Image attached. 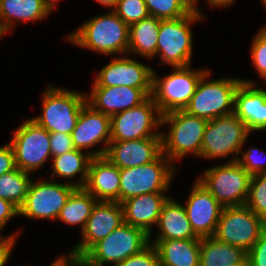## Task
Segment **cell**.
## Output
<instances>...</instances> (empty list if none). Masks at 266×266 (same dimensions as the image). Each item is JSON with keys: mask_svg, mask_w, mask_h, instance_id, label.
Returning <instances> with one entry per match:
<instances>
[{"mask_svg": "<svg viewBox=\"0 0 266 266\" xmlns=\"http://www.w3.org/2000/svg\"><path fill=\"white\" fill-rule=\"evenodd\" d=\"M67 38L73 44L99 54H124L128 52L129 26L111 10L90 19Z\"/></svg>", "mask_w": 266, "mask_h": 266, "instance_id": "obj_1", "label": "cell"}, {"mask_svg": "<svg viewBox=\"0 0 266 266\" xmlns=\"http://www.w3.org/2000/svg\"><path fill=\"white\" fill-rule=\"evenodd\" d=\"M209 120L184 110L166 113L161 125L171 124L168 133L161 132L162 153L173 163L187 153L200 157L202 138Z\"/></svg>", "mask_w": 266, "mask_h": 266, "instance_id": "obj_2", "label": "cell"}, {"mask_svg": "<svg viewBox=\"0 0 266 266\" xmlns=\"http://www.w3.org/2000/svg\"><path fill=\"white\" fill-rule=\"evenodd\" d=\"M210 70L200 79L194 95L184 109L188 114L212 120L234 113L235 93L240 78H221L207 81Z\"/></svg>", "mask_w": 266, "mask_h": 266, "instance_id": "obj_3", "label": "cell"}, {"mask_svg": "<svg viewBox=\"0 0 266 266\" xmlns=\"http://www.w3.org/2000/svg\"><path fill=\"white\" fill-rule=\"evenodd\" d=\"M43 95V113L31 119L49 133L61 132L71 135L81 109L87 102L86 94L48 85Z\"/></svg>", "mask_w": 266, "mask_h": 266, "instance_id": "obj_4", "label": "cell"}, {"mask_svg": "<svg viewBox=\"0 0 266 266\" xmlns=\"http://www.w3.org/2000/svg\"><path fill=\"white\" fill-rule=\"evenodd\" d=\"M238 159L234 157L223 165L208 168L197 179L223 207L245 205L248 199L251 175Z\"/></svg>", "mask_w": 266, "mask_h": 266, "instance_id": "obj_5", "label": "cell"}, {"mask_svg": "<svg viewBox=\"0 0 266 266\" xmlns=\"http://www.w3.org/2000/svg\"><path fill=\"white\" fill-rule=\"evenodd\" d=\"M208 70H193L191 65L174 67L172 73L158 78L153 71L151 97L161 115L184 110L194 95L201 77Z\"/></svg>", "mask_w": 266, "mask_h": 266, "instance_id": "obj_6", "label": "cell"}, {"mask_svg": "<svg viewBox=\"0 0 266 266\" xmlns=\"http://www.w3.org/2000/svg\"><path fill=\"white\" fill-rule=\"evenodd\" d=\"M204 17L194 10L182 18L161 19L156 55L163 64L186 67L191 63L193 35L191 25Z\"/></svg>", "mask_w": 266, "mask_h": 266, "instance_id": "obj_7", "label": "cell"}, {"mask_svg": "<svg viewBox=\"0 0 266 266\" xmlns=\"http://www.w3.org/2000/svg\"><path fill=\"white\" fill-rule=\"evenodd\" d=\"M175 170L173 163L163 153L151 163L120 169V203L142 194L165 193Z\"/></svg>", "mask_w": 266, "mask_h": 266, "instance_id": "obj_8", "label": "cell"}, {"mask_svg": "<svg viewBox=\"0 0 266 266\" xmlns=\"http://www.w3.org/2000/svg\"><path fill=\"white\" fill-rule=\"evenodd\" d=\"M150 244L149 235L141 228L123 223L107 237L95 243L84 255L97 265L115 266L140 253Z\"/></svg>", "mask_w": 266, "mask_h": 266, "instance_id": "obj_9", "label": "cell"}, {"mask_svg": "<svg viewBox=\"0 0 266 266\" xmlns=\"http://www.w3.org/2000/svg\"><path fill=\"white\" fill-rule=\"evenodd\" d=\"M265 230L266 221L246 205L224 207L214 237L248 252Z\"/></svg>", "mask_w": 266, "mask_h": 266, "instance_id": "obj_10", "label": "cell"}, {"mask_svg": "<svg viewBox=\"0 0 266 266\" xmlns=\"http://www.w3.org/2000/svg\"><path fill=\"white\" fill-rule=\"evenodd\" d=\"M249 134L246 125L234 113L209 120L202 138L200 157L238 156Z\"/></svg>", "mask_w": 266, "mask_h": 266, "instance_id": "obj_11", "label": "cell"}, {"mask_svg": "<svg viewBox=\"0 0 266 266\" xmlns=\"http://www.w3.org/2000/svg\"><path fill=\"white\" fill-rule=\"evenodd\" d=\"M161 113L149 96L143 103L112 115L111 141H132L149 137H161ZM156 129V130H155Z\"/></svg>", "mask_w": 266, "mask_h": 266, "instance_id": "obj_12", "label": "cell"}, {"mask_svg": "<svg viewBox=\"0 0 266 266\" xmlns=\"http://www.w3.org/2000/svg\"><path fill=\"white\" fill-rule=\"evenodd\" d=\"M10 144L16 167L29 174L51 157L50 133L32 119L26 120L15 130Z\"/></svg>", "mask_w": 266, "mask_h": 266, "instance_id": "obj_13", "label": "cell"}, {"mask_svg": "<svg viewBox=\"0 0 266 266\" xmlns=\"http://www.w3.org/2000/svg\"><path fill=\"white\" fill-rule=\"evenodd\" d=\"M31 181L19 215L32 219H57L70 195L77 189L73 183Z\"/></svg>", "mask_w": 266, "mask_h": 266, "instance_id": "obj_14", "label": "cell"}, {"mask_svg": "<svg viewBox=\"0 0 266 266\" xmlns=\"http://www.w3.org/2000/svg\"><path fill=\"white\" fill-rule=\"evenodd\" d=\"M112 60L100 69L93 87H134L141 89L148 97L151 96L154 69L130 57H116Z\"/></svg>", "mask_w": 266, "mask_h": 266, "instance_id": "obj_15", "label": "cell"}, {"mask_svg": "<svg viewBox=\"0 0 266 266\" xmlns=\"http://www.w3.org/2000/svg\"><path fill=\"white\" fill-rule=\"evenodd\" d=\"M75 149L86 150L96 144L104 143V147L93 151V157L105 156L111 142V118L95 110L87 102L78 116L76 127L71 133Z\"/></svg>", "mask_w": 266, "mask_h": 266, "instance_id": "obj_16", "label": "cell"}, {"mask_svg": "<svg viewBox=\"0 0 266 266\" xmlns=\"http://www.w3.org/2000/svg\"><path fill=\"white\" fill-rule=\"evenodd\" d=\"M123 223V209L120 203L97 201L84 229L81 231L82 239L71 252L84 255L95 243L107 237Z\"/></svg>", "mask_w": 266, "mask_h": 266, "instance_id": "obj_17", "label": "cell"}, {"mask_svg": "<svg viewBox=\"0 0 266 266\" xmlns=\"http://www.w3.org/2000/svg\"><path fill=\"white\" fill-rule=\"evenodd\" d=\"M184 205L188 220L199 238L214 236L223 206L197 180Z\"/></svg>", "mask_w": 266, "mask_h": 266, "instance_id": "obj_18", "label": "cell"}, {"mask_svg": "<svg viewBox=\"0 0 266 266\" xmlns=\"http://www.w3.org/2000/svg\"><path fill=\"white\" fill-rule=\"evenodd\" d=\"M162 154V138L149 137L132 141H111L105 156L119 169L155 161Z\"/></svg>", "mask_w": 266, "mask_h": 266, "instance_id": "obj_19", "label": "cell"}, {"mask_svg": "<svg viewBox=\"0 0 266 266\" xmlns=\"http://www.w3.org/2000/svg\"><path fill=\"white\" fill-rule=\"evenodd\" d=\"M251 80H242L235 93L234 114L248 131L266 130V90Z\"/></svg>", "mask_w": 266, "mask_h": 266, "instance_id": "obj_20", "label": "cell"}, {"mask_svg": "<svg viewBox=\"0 0 266 266\" xmlns=\"http://www.w3.org/2000/svg\"><path fill=\"white\" fill-rule=\"evenodd\" d=\"M120 169L106 156L93 157L84 189L97 201L120 203Z\"/></svg>", "mask_w": 266, "mask_h": 266, "instance_id": "obj_21", "label": "cell"}, {"mask_svg": "<svg viewBox=\"0 0 266 266\" xmlns=\"http://www.w3.org/2000/svg\"><path fill=\"white\" fill-rule=\"evenodd\" d=\"M90 95H86L87 103L95 110L112 116L119 112L131 109L143 103L148 96L139 88L92 87Z\"/></svg>", "mask_w": 266, "mask_h": 266, "instance_id": "obj_22", "label": "cell"}, {"mask_svg": "<svg viewBox=\"0 0 266 266\" xmlns=\"http://www.w3.org/2000/svg\"><path fill=\"white\" fill-rule=\"evenodd\" d=\"M168 199L165 193H148L134 196L121 202L124 222L143 229L151 240L152 226L158 224L164 202Z\"/></svg>", "mask_w": 266, "mask_h": 266, "instance_id": "obj_23", "label": "cell"}, {"mask_svg": "<svg viewBox=\"0 0 266 266\" xmlns=\"http://www.w3.org/2000/svg\"><path fill=\"white\" fill-rule=\"evenodd\" d=\"M201 239L154 240L160 266H199Z\"/></svg>", "mask_w": 266, "mask_h": 266, "instance_id": "obj_24", "label": "cell"}, {"mask_svg": "<svg viewBox=\"0 0 266 266\" xmlns=\"http://www.w3.org/2000/svg\"><path fill=\"white\" fill-rule=\"evenodd\" d=\"M157 225L160 233L155 240L201 239L194 233L184 205L172 198L164 202Z\"/></svg>", "mask_w": 266, "mask_h": 266, "instance_id": "obj_25", "label": "cell"}, {"mask_svg": "<svg viewBox=\"0 0 266 266\" xmlns=\"http://www.w3.org/2000/svg\"><path fill=\"white\" fill-rule=\"evenodd\" d=\"M51 12L44 0H0V27L7 33L17 21L43 20Z\"/></svg>", "mask_w": 266, "mask_h": 266, "instance_id": "obj_26", "label": "cell"}, {"mask_svg": "<svg viewBox=\"0 0 266 266\" xmlns=\"http://www.w3.org/2000/svg\"><path fill=\"white\" fill-rule=\"evenodd\" d=\"M161 19L149 16L129 26L128 53L151 58L156 55Z\"/></svg>", "mask_w": 266, "mask_h": 266, "instance_id": "obj_27", "label": "cell"}, {"mask_svg": "<svg viewBox=\"0 0 266 266\" xmlns=\"http://www.w3.org/2000/svg\"><path fill=\"white\" fill-rule=\"evenodd\" d=\"M247 256L242 248L219 241L216 237H204L200 241L199 266H232Z\"/></svg>", "mask_w": 266, "mask_h": 266, "instance_id": "obj_28", "label": "cell"}, {"mask_svg": "<svg viewBox=\"0 0 266 266\" xmlns=\"http://www.w3.org/2000/svg\"><path fill=\"white\" fill-rule=\"evenodd\" d=\"M92 158L91 151L84 153L83 150L79 149H73L59 156H54L51 165L53 168L52 176L55 177L57 175L72 179L75 175L80 174L78 182L73 183V186L76 188H84Z\"/></svg>", "mask_w": 266, "mask_h": 266, "instance_id": "obj_29", "label": "cell"}, {"mask_svg": "<svg viewBox=\"0 0 266 266\" xmlns=\"http://www.w3.org/2000/svg\"><path fill=\"white\" fill-rule=\"evenodd\" d=\"M97 200L84 188H77L69 197L57 219L69 225L80 224L84 229Z\"/></svg>", "mask_w": 266, "mask_h": 266, "instance_id": "obj_30", "label": "cell"}, {"mask_svg": "<svg viewBox=\"0 0 266 266\" xmlns=\"http://www.w3.org/2000/svg\"><path fill=\"white\" fill-rule=\"evenodd\" d=\"M31 176L16 168L0 176V197L11 202L18 209L25 201Z\"/></svg>", "mask_w": 266, "mask_h": 266, "instance_id": "obj_31", "label": "cell"}, {"mask_svg": "<svg viewBox=\"0 0 266 266\" xmlns=\"http://www.w3.org/2000/svg\"><path fill=\"white\" fill-rule=\"evenodd\" d=\"M150 16L176 19L188 15L192 9L183 0H144Z\"/></svg>", "mask_w": 266, "mask_h": 266, "instance_id": "obj_32", "label": "cell"}, {"mask_svg": "<svg viewBox=\"0 0 266 266\" xmlns=\"http://www.w3.org/2000/svg\"><path fill=\"white\" fill-rule=\"evenodd\" d=\"M245 205L266 221V173L251 176Z\"/></svg>", "mask_w": 266, "mask_h": 266, "instance_id": "obj_33", "label": "cell"}, {"mask_svg": "<svg viewBox=\"0 0 266 266\" xmlns=\"http://www.w3.org/2000/svg\"><path fill=\"white\" fill-rule=\"evenodd\" d=\"M113 11L128 26L150 16L144 0H118Z\"/></svg>", "mask_w": 266, "mask_h": 266, "instance_id": "obj_34", "label": "cell"}, {"mask_svg": "<svg viewBox=\"0 0 266 266\" xmlns=\"http://www.w3.org/2000/svg\"><path fill=\"white\" fill-rule=\"evenodd\" d=\"M250 52L258 75L266 80V26L253 38Z\"/></svg>", "mask_w": 266, "mask_h": 266, "instance_id": "obj_35", "label": "cell"}, {"mask_svg": "<svg viewBox=\"0 0 266 266\" xmlns=\"http://www.w3.org/2000/svg\"><path fill=\"white\" fill-rule=\"evenodd\" d=\"M240 154L242 155V158L240 157L237 162L251 176L266 173V159L263 161V157H257L260 155V152L257 150V148H250L246 152L241 151Z\"/></svg>", "mask_w": 266, "mask_h": 266, "instance_id": "obj_36", "label": "cell"}, {"mask_svg": "<svg viewBox=\"0 0 266 266\" xmlns=\"http://www.w3.org/2000/svg\"><path fill=\"white\" fill-rule=\"evenodd\" d=\"M115 266H160L155 247L149 244L140 253L132 255Z\"/></svg>", "mask_w": 266, "mask_h": 266, "instance_id": "obj_37", "label": "cell"}, {"mask_svg": "<svg viewBox=\"0 0 266 266\" xmlns=\"http://www.w3.org/2000/svg\"><path fill=\"white\" fill-rule=\"evenodd\" d=\"M50 149L51 158L75 149L71 135L61 132L50 133Z\"/></svg>", "mask_w": 266, "mask_h": 266, "instance_id": "obj_38", "label": "cell"}, {"mask_svg": "<svg viewBox=\"0 0 266 266\" xmlns=\"http://www.w3.org/2000/svg\"><path fill=\"white\" fill-rule=\"evenodd\" d=\"M252 266H266V230L247 252Z\"/></svg>", "mask_w": 266, "mask_h": 266, "instance_id": "obj_39", "label": "cell"}, {"mask_svg": "<svg viewBox=\"0 0 266 266\" xmlns=\"http://www.w3.org/2000/svg\"><path fill=\"white\" fill-rule=\"evenodd\" d=\"M14 151L10 143L0 147V176L16 169Z\"/></svg>", "mask_w": 266, "mask_h": 266, "instance_id": "obj_40", "label": "cell"}, {"mask_svg": "<svg viewBox=\"0 0 266 266\" xmlns=\"http://www.w3.org/2000/svg\"><path fill=\"white\" fill-rule=\"evenodd\" d=\"M54 266H102L92 263L85 255L70 252L69 256H61L54 260Z\"/></svg>", "mask_w": 266, "mask_h": 266, "instance_id": "obj_41", "label": "cell"}, {"mask_svg": "<svg viewBox=\"0 0 266 266\" xmlns=\"http://www.w3.org/2000/svg\"><path fill=\"white\" fill-rule=\"evenodd\" d=\"M16 215H19V209L11 202L0 197V232L6 223ZM0 238H2V235H0Z\"/></svg>", "mask_w": 266, "mask_h": 266, "instance_id": "obj_42", "label": "cell"}, {"mask_svg": "<svg viewBox=\"0 0 266 266\" xmlns=\"http://www.w3.org/2000/svg\"><path fill=\"white\" fill-rule=\"evenodd\" d=\"M18 231L13 235L0 238V266H5L7 260H9L12 248L15 246V240L17 238Z\"/></svg>", "mask_w": 266, "mask_h": 266, "instance_id": "obj_43", "label": "cell"}, {"mask_svg": "<svg viewBox=\"0 0 266 266\" xmlns=\"http://www.w3.org/2000/svg\"><path fill=\"white\" fill-rule=\"evenodd\" d=\"M234 1L236 0H208L209 4L213 7H219V6H223V7H228L229 5H231Z\"/></svg>", "mask_w": 266, "mask_h": 266, "instance_id": "obj_44", "label": "cell"}, {"mask_svg": "<svg viewBox=\"0 0 266 266\" xmlns=\"http://www.w3.org/2000/svg\"><path fill=\"white\" fill-rule=\"evenodd\" d=\"M96 1H98V3H100L101 5L109 7L110 9L112 8V10H114L118 0H96Z\"/></svg>", "mask_w": 266, "mask_h": 266, "instance_id": "obj_45", "label": "cell"}, {"mask_svg": "<svg viewBox=\"0 0 266 266\" xmlns=\"http://www.w3.org/2000/svg\"><path fill=\"white\" fill-rule=\"evenodd\" d=\"M192 10H194L195 12H197L200 15H203L199 9L197 8V2L198 0H183Z\"/></svg>", "mask_w": 266, "mask_h": 266, "instance_id": "obj_46", "label": "cell"}, {"mask_svg": "<svg viewBox=\"0 0 266 266\" xmlns=\"http://www.w3.org/2000/svg\"><path fill=\"white\" fill-rule=\"evenodd\" d=\"M232 266H252L251 261L248 256H246L243 260L240 262H237L235 264H232Z\"/></svg>", "mask_w": 266, "mask_h": 266, "instance_id": "obj_47", "label": "cell"}, {"mask_svg": "<svg viewBox=\"0 0 266 266\" xmlns=\"http://www.w3.org/2000/svg\"><path fill=\"white\" fill-rule=\"evenodd\" d=\"M45 1V4H46V6L51 10V11H53L54 10V8H55V4H57V3H55V2H59V0H44Z\"/></svg>", "mask_w": 266, "mask_h": 266, "instance_id": "obj_48", "label": "cell"}, {"mask_svg": "<svg viewBox=\"0 0 266 266\" xmlns=\"http://www.w3.org/2000/svg\"><path fill=\"white\" fill-rule=\"evenodd\" d=\"M4 34H6L4 31H3V29L0 27V38L4 35Z\"/></svg>", "mask_w": 266, "mask_h": 266, "instance_id": "obj_49", "label": "cell"}, {"mask_svg": "<svg viewBox=\"0 0 266 266\" xmlns=\"http://www.w3.org/2000/svg\"><path fill=\"white\" fill-rule=\"evenodd\" d=\"M262 3L265 5L264 7H266V0H262Z\"/></svg>", "mask_w": 266, "mask_h": 266, "instance_id": "obj_50", "label": "cell"}]
</instances>
